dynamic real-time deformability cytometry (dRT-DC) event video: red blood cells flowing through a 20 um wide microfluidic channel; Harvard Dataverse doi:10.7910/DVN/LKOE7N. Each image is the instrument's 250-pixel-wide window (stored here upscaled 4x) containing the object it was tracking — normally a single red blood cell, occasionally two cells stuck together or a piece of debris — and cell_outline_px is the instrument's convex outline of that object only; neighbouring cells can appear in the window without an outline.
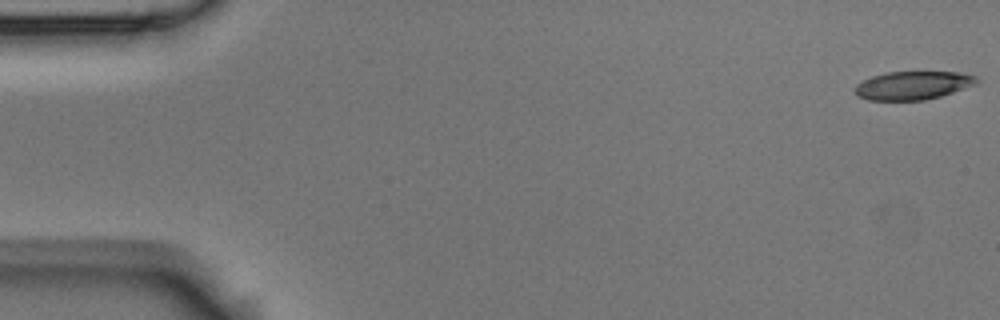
{"species": "Egyptian fruit bat (a non-hibernating species)", "species_latin": "Rousettus aegyptiacus", "temperature_condition": "room temperature", "stored_images_in_passage": 6, "camera_frame_rate_fps": 3000, "um_per_image_px": 0.085, "animal": {"sex": "male"}, "frame": {"image": 1, "passage_image": 1, "time_ms": 0.0, "image_size_px": [1000, 320], "cell_outline_px": [[980, 80], [976, 84], [940, 96], [924, 100], [868, 100], [856, 96], [856, 84], [872, 76], [888, 72], [960, 72], [976, 76]], "centroid_in_image_um": [77.6, 7.26], "position_along_channel_um": 7.4, "area_um2": 20.0}}
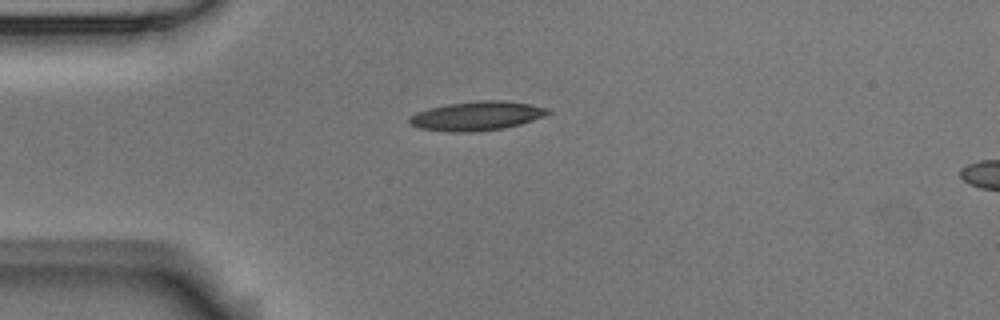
{"frame": {"image": 2, "passage_image": 4, "time_ms": 1.0, "image_size_px": [1000, 320], "cell_outline_px": [[552, 112], [544, 116], [520, 124], [504, 128], [472, 132], [452, 132], [420, 128], [408, 124], [408, 116], [416, 112], [428, 108], [448, 104], [480, 100], [500, 100], [528, 104], [552, 108]], "centroid_in_image_um": [40.51, 9.85], "position_along_channel_um": 44.5, "area_um2": 23.58}}
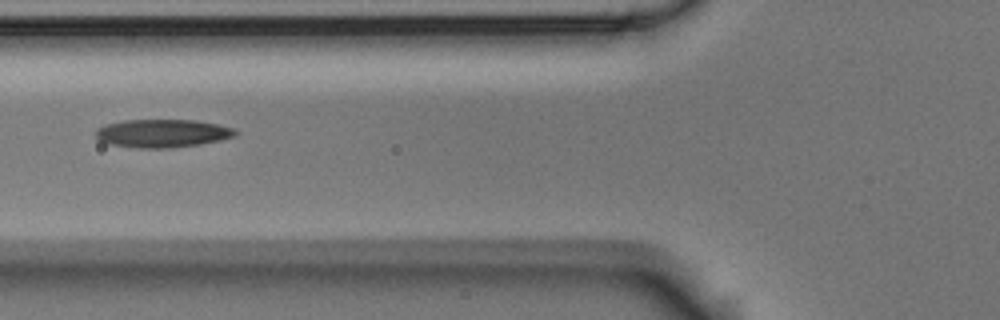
{"frame": {"image": 3, "passage_image": 6, "time_ms": 1.667, "image_size_px": [1000, 320], "cell_outline_px": [[240, 132], [236, 136], [220, 140], [200, 144], [172, 148], [136, 148], [112, 144], [100, 140], [96, 136], [96, 128], [104, 124], [124, 120], [196, 120], [216, 124], [232, 128]], "centroid_in_image_um": [13.81, 11.33], "position_along_channel_um": 112.0, "area_um2": 22.95}}